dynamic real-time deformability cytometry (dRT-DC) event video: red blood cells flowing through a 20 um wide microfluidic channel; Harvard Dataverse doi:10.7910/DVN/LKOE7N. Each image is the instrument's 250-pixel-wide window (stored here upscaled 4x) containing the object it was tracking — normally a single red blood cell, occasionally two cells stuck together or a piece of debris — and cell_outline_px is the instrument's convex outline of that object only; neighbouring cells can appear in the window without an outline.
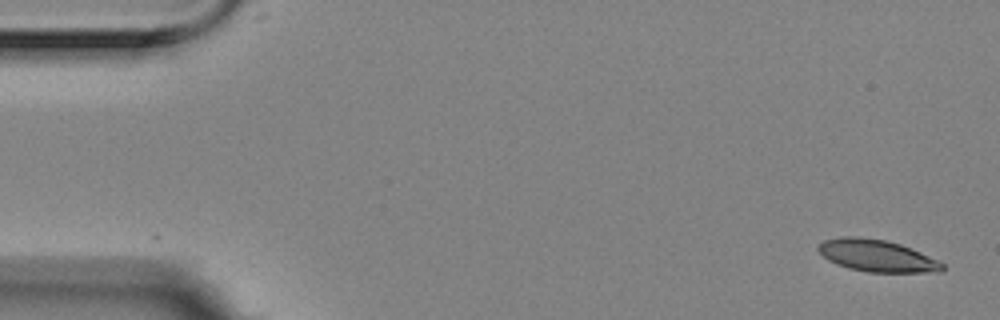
{"species": "Egyptian fruit bat (a non-hibernating species)", "species_latin": "Rousettus aegyptiacus", "temperature_condition": "room temperature", "stored_images_in_passage": 5, "camera_frame_rate_fps": 3000, "um_per_image_px": 0.085, "animal": {"sex": "female"}, "frame": {"image": 1, "passage_image": 1, "time_ms": 0.0, "image_size_px": [1000, 320], "cell_outline_px": [[944, 268], [940, 272], [868, 272], [848, 268], [836, 264], [828, 260], [816, 248], [824, 240], [840, 236], [856, 236], [884, 240], [900, 244], [940, 260], [944, 264]], "centroid_in_image_um": [74.54, 21.74], "position_along_channel_um": 10.5, "area_um2": 23.12}}
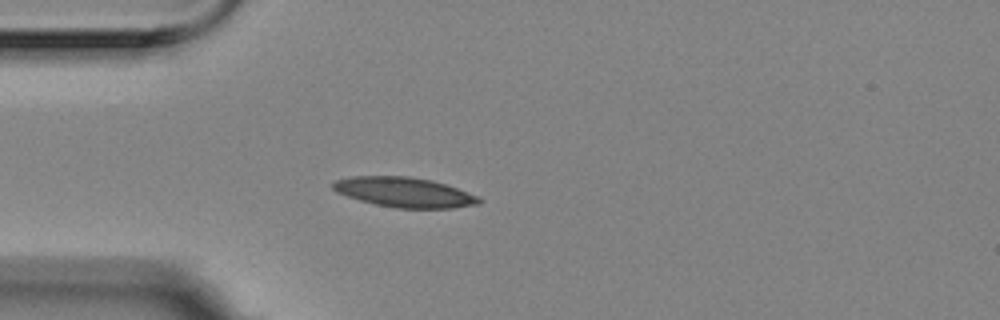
{"frame": {"image": 2, "passage_image": 4, "time_ms": 1.0, "image_size_px": [1000, 320], "cell_outline_px": [[484, 200], [480, 204], [452, 208], [396, 208], [376, 204], [360, 200], [336, 192], [332, 188], [332, 184], [336, 180], [352, 176], [408, 176], [432, 180], [456, 188], [476, 196]], "centroid_in_image_um": [34.36, 16.34], "position_along_channel_um": 50.6, "area_um2": 25.26}}